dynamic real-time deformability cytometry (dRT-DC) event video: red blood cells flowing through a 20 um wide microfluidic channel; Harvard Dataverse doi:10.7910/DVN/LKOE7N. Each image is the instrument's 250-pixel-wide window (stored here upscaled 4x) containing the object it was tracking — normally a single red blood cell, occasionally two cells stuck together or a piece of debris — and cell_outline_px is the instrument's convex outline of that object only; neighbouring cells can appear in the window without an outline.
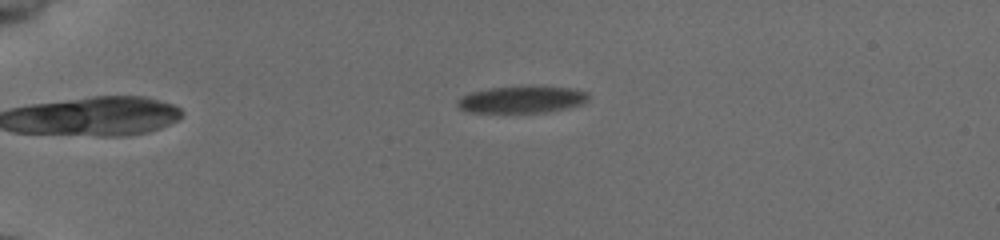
{"species": "common noctule bat (a hibernating species)", "species_latin": "Nyctalus noctula", "temperature_condition": "cold", "stored_images_in_passage": 51, "camera_frame_rate_fps": 3000, "um_per_image_px": 0.085, "animal": {"sex": "female", "body_mass_g": 19.5, "forearm_length_mm": 54.1}, "frame": {"image": 1, "passage_image": 9, "time_ms": 2.667, "image_size_px": [1000, 240], "cell_outline_px": [[588, 100], [580, 104], [564, 108], [544, 112], [472, 112], [460, 108], [456, 104], [456, 100], [472, 92], [488, 88], [572, 88], [588, 92]], "centroid_in_image_um": [44.33, 8.48], "position_along_channel_um": 40.7, "area_um2": 19.59}}
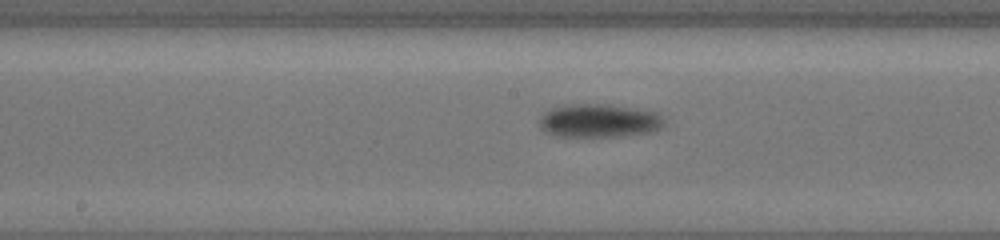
{"frame": {"image": 2, "passage_image": 26, "time_ms": 8.333, "image_size_px": [1000, 240], "cell_outline_px": [[664, 120], [660, 128], [648, 132], [612, 136], [556, 136], [548, 132], [540, 124], [540, 116], [544, 112], [552, 108], [572, 104], [612, 104], [660, 112]], "centroid_in_image_um": [50.95, 10.23], "position_along_channel_um": 197.3, "area_um2": 24.04}}
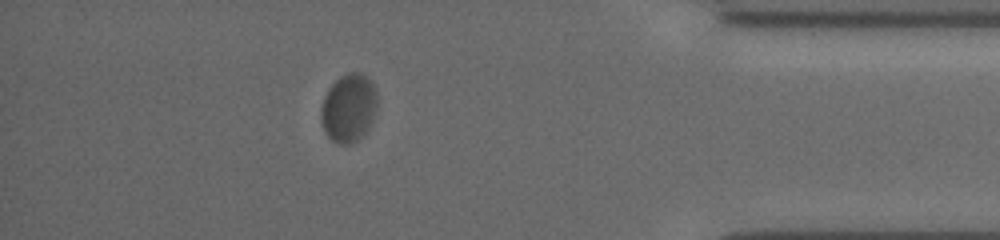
{"frame": {"image": 3, "passage_image": 45, "time_ms": 14.667, "image_size_px": [1000, 240], "cell_outline_px": [[376, 112], [372, 124], [356, 140], [348, 144], [340, 144], [332, 140], [324, 132], [320, 116], [320, 112], [324, 96], [328, 88], [340, 76], [348, 72], [360, 72], [372, 84], [376, 92]], "centroid_in_image_um": [29.62, 9.17], "position_along_channel_um": 405.6, "area_um2": 22.25}, "authors_computed_cell_mechanics": {"area_um2": 22.253, "velocity_mm_per_s": 3.7479, "shape_relaxation_time_tau1_ms": 4.3251, "shape_relaxation_time_tau2_ms": null, "deformation_change_tau1": 0.0932, "deformation_change_tau2": null}}